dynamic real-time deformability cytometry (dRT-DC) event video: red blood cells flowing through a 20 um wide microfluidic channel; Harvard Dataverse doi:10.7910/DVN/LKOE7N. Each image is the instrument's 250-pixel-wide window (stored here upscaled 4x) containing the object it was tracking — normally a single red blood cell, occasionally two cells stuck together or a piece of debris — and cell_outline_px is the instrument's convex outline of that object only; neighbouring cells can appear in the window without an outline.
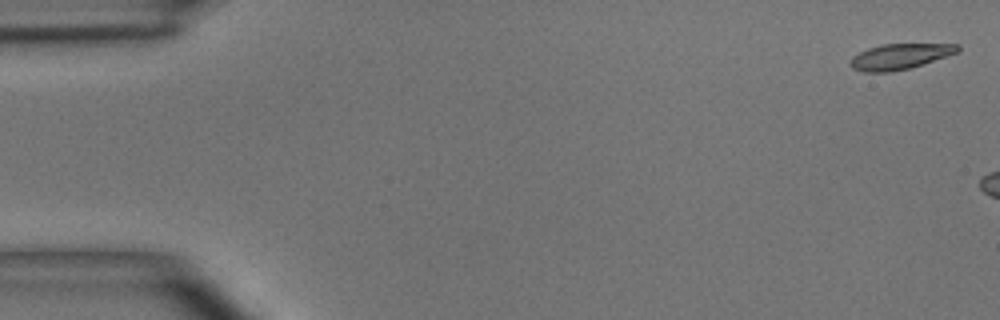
{"species": "common noctule bat (a hibernating species)", "species_latin": "Nyctalus noctula", "temperature_condition": "room temperature", "stored_images_in_passage": 3, "camera_frame_rate_fps": 3000, "um_per_image_px": 0.085, "animal": {"sex": "male", "body_mass_g": 15.6}, "frame": {"image": 1, "passage_image": 1, "time_ms": 0.0, "image_size_px": [1000, 320], "cell_outline_px": [[960, 52], [908, 68], [892, 72], [864, 72], [852, 68], [848, 64], [852, 56], [868, 48], [884, 44], [960, 44]], "centroid_in_image_um": [76.47, 4.8], "position_along_channel_um": 8.5, "area_um2": 15.95}}